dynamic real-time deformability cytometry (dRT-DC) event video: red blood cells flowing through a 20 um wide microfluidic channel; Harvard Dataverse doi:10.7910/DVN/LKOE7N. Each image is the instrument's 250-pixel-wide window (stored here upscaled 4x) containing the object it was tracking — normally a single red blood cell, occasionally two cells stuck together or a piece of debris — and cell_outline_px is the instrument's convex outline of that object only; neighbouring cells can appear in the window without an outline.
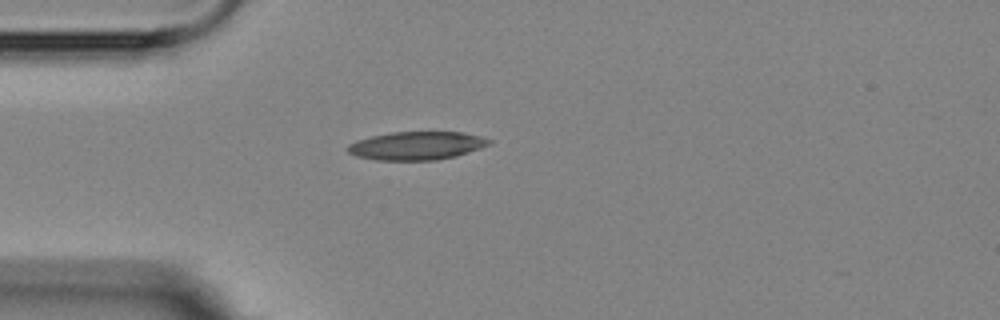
{"species": "Egyptian fruit bat (a non-hibernating species)", "species_latin": "Rousettus aegyptiacus", "temperature_condition": "room temperature", "stored_images_in_passage": 5, "camera_frame_rate_fps": 3000, "um_per_image_px": 0.085, "animal": {"sex": "female"}, "frame": {"image": 1, "passage_image": 3, "time_ms": 2.333, "image_size_px": [1000, 320], "cell_outline_px": [[492, 144], [456, 156], [436, 160], [376, 160], [356, 156], [348, 152], [348, 144], [356, 140], [372, 136], [392, 132], [464, 132], [480, 136], [492, 140]], "centroid_in_image_um": [35.43, 12.38], "position_along_channel_um": 49.6, "area_um2": 23.29}}
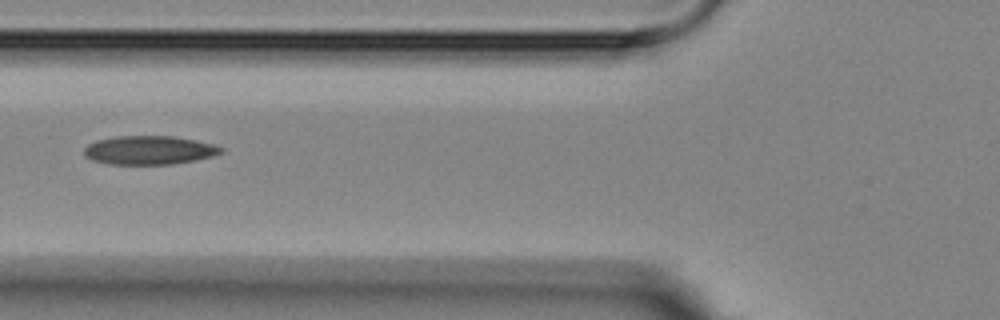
{"frame": {"image": 2, "passage_image": 5, "time_ms": 4.333, "image_size_px": [1000, 320], "cell_outline_px": [[224, 152], [212, 156], [172, 164], [108, 164], [92, 160], [84, 156], [84, 148], [88, 144], [96, 140], [116, 136], [172, 136], [212, 144], [224, 148]], "centroid_in_image_um": [12.63, 12.76], "position_along_channel_um": 113.2, "area_um2": 22.77}}